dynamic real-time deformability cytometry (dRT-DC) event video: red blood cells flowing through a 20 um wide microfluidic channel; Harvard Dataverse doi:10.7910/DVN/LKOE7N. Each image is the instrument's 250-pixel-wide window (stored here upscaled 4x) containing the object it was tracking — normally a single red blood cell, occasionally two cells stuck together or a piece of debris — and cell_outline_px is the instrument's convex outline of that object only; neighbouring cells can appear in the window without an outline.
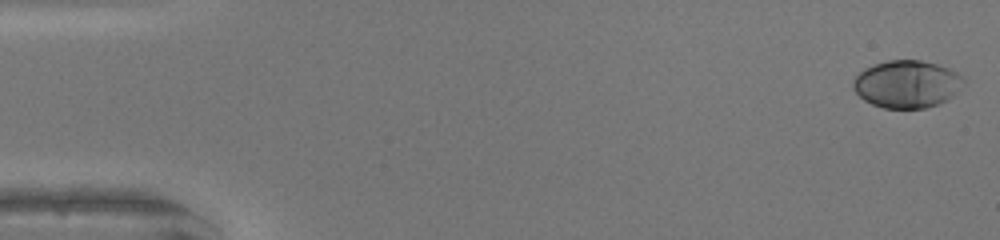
{"species": "human", "species_latin": "Homo sapiens", "temperature_condition": "warm", "stored_images_in_passage": 48, "camera_frame_rate_fps": 3000, "um_per_image_px": 0.085, "donor": {"sex": "female"}, "frame": {"image": 1, "passage_image": 1, "time_ms": 0.0, "image_size_px": [1000, 240], "cell_outline_px": [[964, 80], [952, 96], [948, 100], [940, 104], [924, 108], [884, 108], [872, 104], [864, 100], [852, 88], [852, 80], [864, 68], [888, 60], [920, 60], [936, 64], [948, 68], [964, 76]], "centroid_in_image_um": [77.06, 7.15], "position_along_channel_um": 7.9, "area_um2": 30.46}}
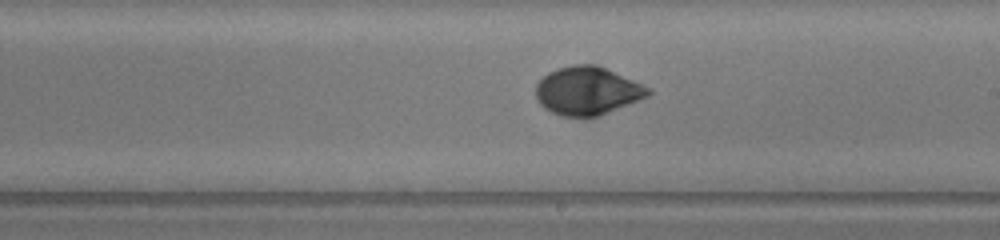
{"frame": {"image": 2, "passage_image": 28, "time_ms": 9.0, "image_size_px": [1000, 240], "cell_outline_px": [[652, 92], [648, 96], [640, 100], [600, 116], [588, 120], [560, 116], [544, 108], [540, 104], [536, 96], [536, 84], [548, 72], [556, 68], [572, 64], [596, 64], [652, 88]], "centroid_in_image_um": [49.93, 7.75], "position_along_channel_um": 239.1, "area_um2": 32.31}}
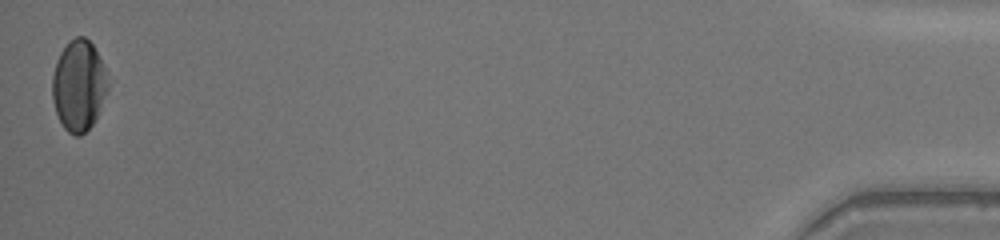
{"frame": {"image": 3, "passage_image": 48, "time_ms": 15.667, "image_size_px": [1000, 240], "cell_outline_px": [[108, 92], [92, 124], [80, 136], [76, 136], [68, 132], [64, 128], [56, 112], [52, 100], [52, 76], [56, 60], [60, 52], [68, 40], [76, 36], [84, 36], [92, 44], [104, 68], [108, 84]], "centroid_in_image_um": [6.67, 7.25], "position_along_channel_um": 428.5, "area_um2": 29.3}, "authors_computed_cell_mechanics": {"area_um2": 30.5184, "velocity_mm_per_s": 4.3066, "shape_relaxation_time_tau1_ms": 3.3766, "shape_relaxation_time_tau2_ms": 0.8674, "deformation_change_tau1": 0.1553, "deformation_change_tau2": 0.037}}